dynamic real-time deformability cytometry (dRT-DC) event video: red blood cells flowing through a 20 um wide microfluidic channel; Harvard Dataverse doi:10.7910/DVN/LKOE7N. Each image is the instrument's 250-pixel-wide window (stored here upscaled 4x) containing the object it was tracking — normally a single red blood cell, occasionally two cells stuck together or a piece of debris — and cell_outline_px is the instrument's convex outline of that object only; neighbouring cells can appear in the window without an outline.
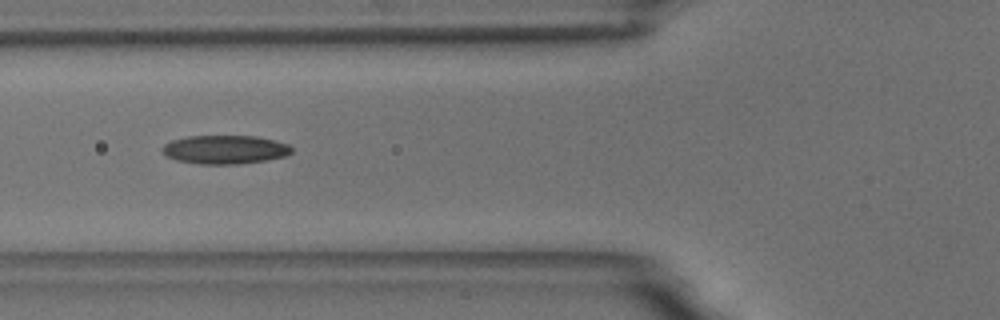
{"species": "common noctule bat (a hibernating species)", "species_latin": "Nyctalus noctula", "temperature_condition": "room temperature", "stored_images_in_passage": 23, "camera_frame_rate_fps": 3000, "um_per_image_px": 0.085, "animal": {"sex": "male", "body_mass_g": 18.8}, "frame": {"image": 1, "passage_image": 4, "time_ms": 1.0, "image_size_px": [1000, 320], "cell_outline_px": [[292, 152], [284, 156], [268, 160], [236, 164], [200, 164], [176, 160], [168, 156], [160, 148], [164, 144], [172, 140], [188, 136], [256, 136], [288, 144], [292, 148]], "centroid_in_image_um": [19.11, 12.71], "position_along_channel_um": 106.7, "area_um2": 21.5}}